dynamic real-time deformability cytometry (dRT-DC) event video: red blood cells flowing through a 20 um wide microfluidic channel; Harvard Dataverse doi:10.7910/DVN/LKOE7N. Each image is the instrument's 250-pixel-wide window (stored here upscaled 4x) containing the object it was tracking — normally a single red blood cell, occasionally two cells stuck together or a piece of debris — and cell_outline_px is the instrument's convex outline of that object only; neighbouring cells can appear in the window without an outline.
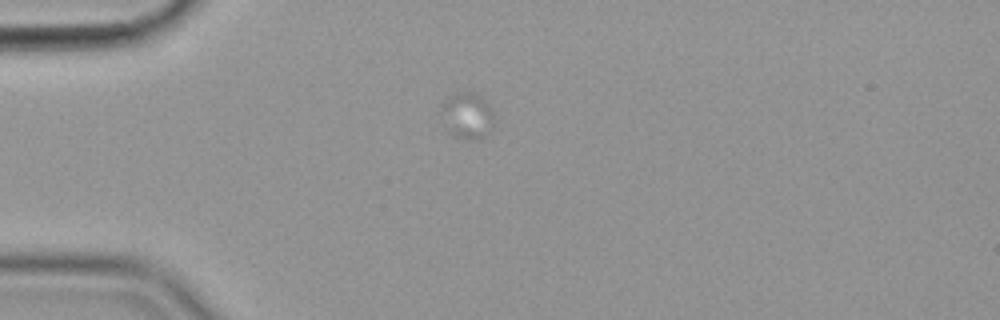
{"species": "common noctule bat (a hibernating species)", "species_latin": "Nyctalus noctula", "temperature_condition": "cold", "stored_images_in_passage": 19, "camera_frame_rate_fps": 3000, "um_per_image_px": 0.085, "animal": {"sex": "female", "body_mass_g": 19.9}, "frame": {"image": 1, "passage_image": 1, "time_ms": 0.0, "image_size_px": [1000, 320], "cell_outline_px": [[492, 120], [488, 132], [484, 136], [452, 136], [440, 104], [448, 96], [460, 88], [472, 92], [480, 96], [488, 104], [492, 116]], "centroid_in_image_um": [39.68, 9.69], "position_along_channel_um": 45.3, "area_um2": 13.41}}
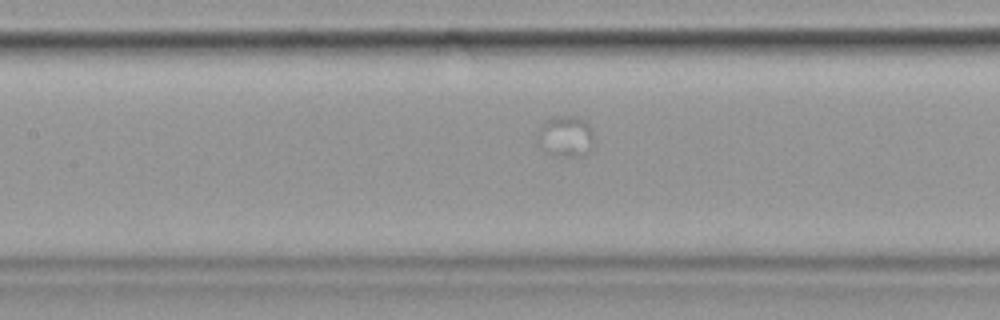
{"frame": {"image": 2, "passage_image": 14, "time_ms": 4.333, "image_size_px": [1000, 320], "cell_outline_px": [[592, 148], [584, 156], [552, 156], [544, 148], [540, 136], [540, 128], [544, 120], [552, 116], [576, 116], [584, 120], [592, 128]], "centroid_in_image_um": [48.14, 11.57], "position_along_channel_um": 159.3, "area_um2": 13.24}}
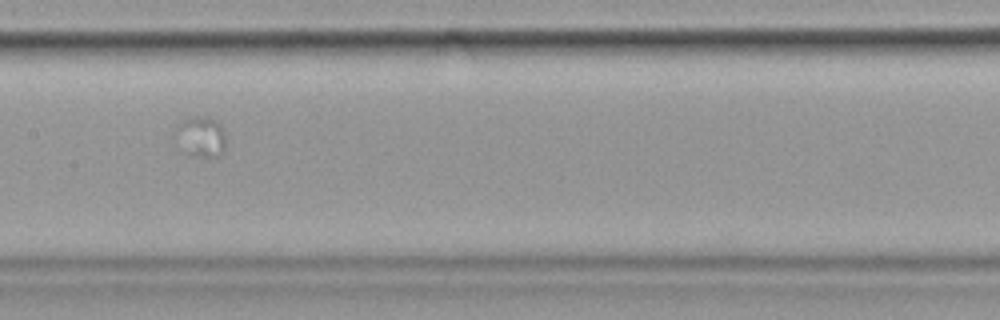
{"frame": {"image": 3, "passage_image": 17, "time_ms": 5.333, "image_size_px": [1000, 320], "cell_outline_px": [[224, 152], [220, 156], [188, 156], [180, 152], [172, 136], [176, 128], [184, 120], [196, 116], [208, 116], [216, 120], [220, 124], [224, 132]], "centroid_in_image_um": [16.99, 11.65], "position_along_channel_um": 190.4, "area_um2": 12.43}}